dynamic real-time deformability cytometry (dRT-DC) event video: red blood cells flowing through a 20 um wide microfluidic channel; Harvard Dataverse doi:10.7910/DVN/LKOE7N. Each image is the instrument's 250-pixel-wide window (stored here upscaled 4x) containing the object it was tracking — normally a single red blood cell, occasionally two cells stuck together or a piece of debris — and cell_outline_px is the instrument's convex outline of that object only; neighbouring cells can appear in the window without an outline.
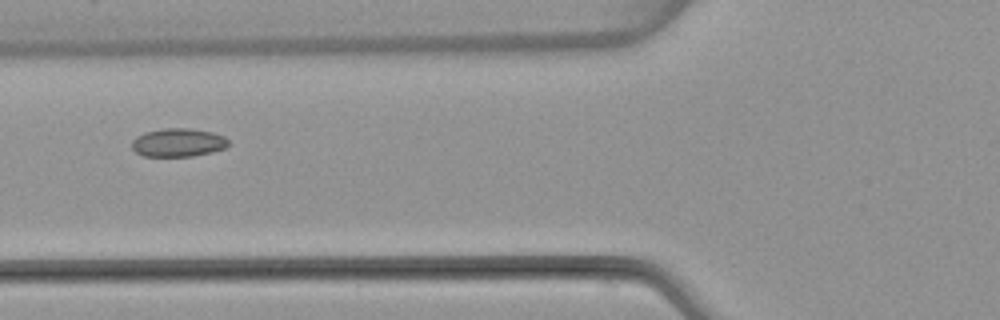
{"species": "common noctule bat (a hibernating species)", "species_latin": "Nyctalus noctula", "temperature_condition": "warm", "stored_images_in_passage": 5, "camera_frame_rate_fps": 3000, "um_per_image_px": 0.085, "animal": {"sex": "female", "body_mass_g": 22.7, "forearm_length_mm": 54.2}, "frame": {"image": 1, "passage_image": 5, "time_ms": 6.667, "image_size_px": [1000, 320], "cell_outline_px": [[228, 144], [224, 148], [212, 152], [192, 156], [144, 156], [136, 152], [132, 148], [132, 140], [136, 136], [144, 132], [164, 128], [188, 128], [212, 132], [224, 136], [228, 140]], "centroid_in_image_um": [15.12, 12.11], "position_along_channel_um": 110.7, "area_um2": 15.95}}